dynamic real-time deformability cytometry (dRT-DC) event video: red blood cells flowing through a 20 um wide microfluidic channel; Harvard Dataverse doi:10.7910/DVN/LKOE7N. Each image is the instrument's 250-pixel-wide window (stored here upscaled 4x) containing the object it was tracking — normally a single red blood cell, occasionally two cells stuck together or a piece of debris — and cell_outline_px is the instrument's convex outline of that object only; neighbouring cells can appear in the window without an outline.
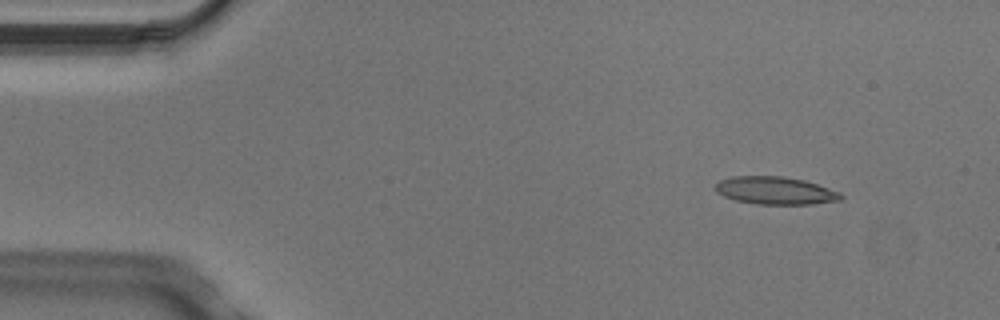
{"species": "Egyptian fruit bat (a non-hibernating species)", "species_latin": "Rousettus aegyptiacus", "temperature_condition": "cold", "stored_images_in_passage": 5, "camera_frame_rate_fps": 3000, "um_per_image_px": 0.085, "animal": {"sex": "male"}, "frame": {"image": 1, "passage_image": 2, "time_ms": 0.333, "image_size_px": [1000, 320], "cell_outline_px": [[844, 196], [840, 200], [812, 204], [756, 204], [736, 200], [724, 196], [716, 192], [716, 184], [720, 180], [732, 176], [784, 176], [804, 180], [840, 192]], "centroid_in_image_um": [65.9, 16.19], "position_along_channel_um": 19.1, "area_um2": 20.17}}